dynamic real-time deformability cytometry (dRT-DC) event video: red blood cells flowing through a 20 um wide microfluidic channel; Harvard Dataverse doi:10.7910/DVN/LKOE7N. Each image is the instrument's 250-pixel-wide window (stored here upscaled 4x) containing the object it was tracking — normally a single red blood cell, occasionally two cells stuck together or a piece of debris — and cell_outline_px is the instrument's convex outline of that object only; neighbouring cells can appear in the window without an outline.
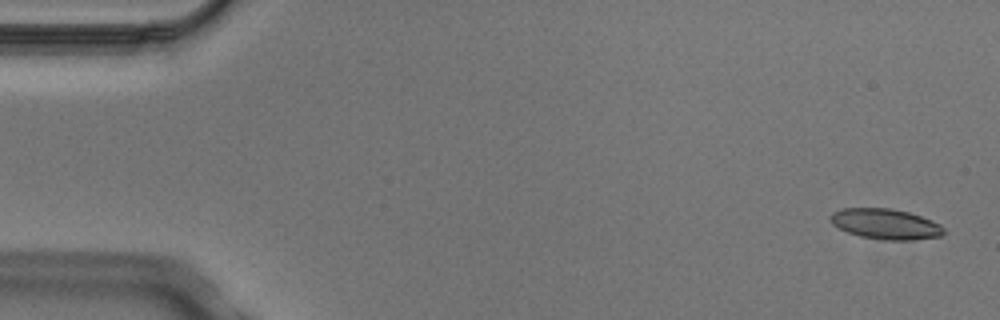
{"species": "Egyptian fruit bat (a non-hibernating species)", "species_latin": "Rousettus aegyptiacus", "temperature_condition": "cold", "stored_images_in_passage": 5, "segment_of_instrument_passage": [1, 2], "camera_frame_rate_fps": 3000, "um_per_image_px": 0.085, "animal": {"sex": "male"}, "frame": {"image": 1, "passage_image": 1, "time_ms": 0.0, "image_size_px": [1000, 320], "cell_outline_px": [[944, 232], [940, 236], [908, 240], [884, 240], [860, 236], [848, 232], [832, 224], [832, 212], [844, 208], [892, 208], [908, 212], [920, 216], [940, 224], [944, 228]], "centroid_in_image_um": [75.28, 19.04], "position_along_channel_um": 9.7, "area_um2": 19.83}}